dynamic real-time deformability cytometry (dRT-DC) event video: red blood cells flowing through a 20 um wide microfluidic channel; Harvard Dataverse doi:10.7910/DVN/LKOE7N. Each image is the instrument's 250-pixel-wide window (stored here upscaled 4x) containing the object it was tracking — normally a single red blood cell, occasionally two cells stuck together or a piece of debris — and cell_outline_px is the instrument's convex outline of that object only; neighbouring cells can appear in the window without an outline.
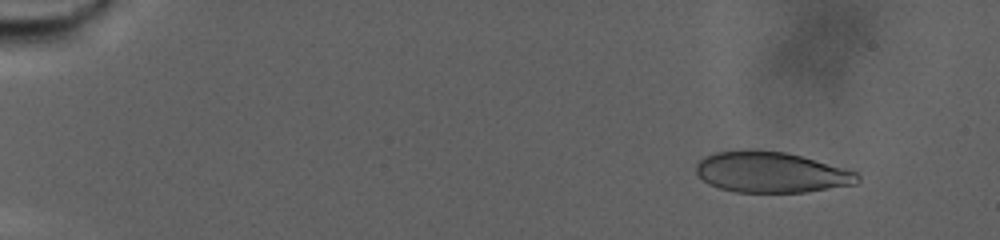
{"species": "human", "species_latin": "Homo sapiens", "temperature_condition": "warm", "stored_images_in_passage": 90, "camera_frame_rate_fps": 3000, "um_per_image_px": 0.085, "donor": {"sex": "male"}, "frame": {"image": 1, "passage_image": 10, "time_ms": 3.0, "image_size_px": [1000, 240], "cell_outline_px": [[860, 180], [856, 184], [804, 192], [736, 192], [720, 188], [708, 184], [696, 172], [696, 164], [704, 156], [716, 152], [748, 148], [752, 148], [788, 152], [848, 168], [856, 172], [860, 176]], "centroid_in_image_um": [65.57, 14.61], "position_along_channel_um": 19.4, "area_um2": 38.96}}
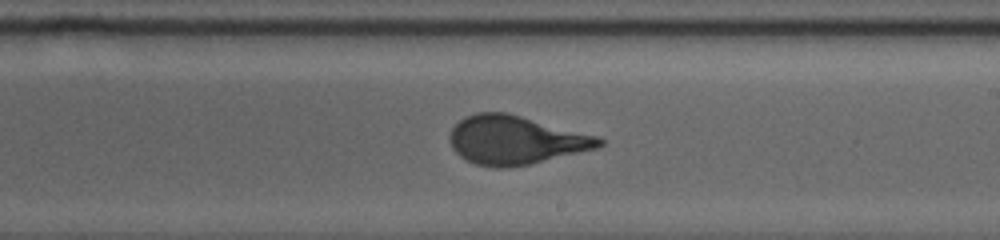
{"frame": {"image": 2, "passage_image": 56, "time_ms": 18.333, "image_size_px": [1000, 240], "cell_outline_px": [[604, 144], [596, 148], [528, 164], [504, 168], [496, 168], [476, 164], [460, 156], [452, 148], [448, 136], [452, 128], [464, 116], [476, 112], [508, 112], [596, 136], [604, 140]], "centroid_in_image_um": [43.76, 11.89], "position_along_channel_um": 245.2, "area_um2": 41.96}}
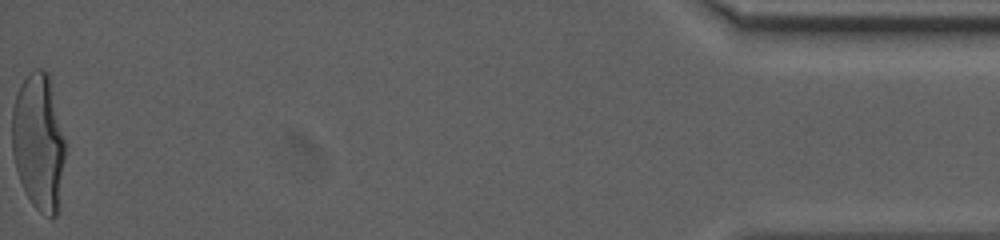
{"frame": {"image": 3, "passage_image": 90, "time_ms": 29.667, "image_size_px": [1000, 240], "cell_outline_px": [[64, 156], [56, 216], [52, 220], [44, 216], [32, 204], [20, 180], [16, 168], [12, 152], [12, 108], [16, 92], [20, 84], [32, 68], [44, 68], [48, 72], [64, 140]], "centroid_in_image_um": [3.24, 12.03], "position_along_channel_um": 432.0, "area_um2": 41.96}, "authors_computed_cell_mechanics": {"area_um2": 41.5582, "velocity_mm_per_s": 2.3934, "shape_relaxation_time_tau1_ms": 10.1963, "shape_relaxation_time_tau2_ms": null, "deformation_change_tau1": 0.2827, "deformation_change_tau2": null}}